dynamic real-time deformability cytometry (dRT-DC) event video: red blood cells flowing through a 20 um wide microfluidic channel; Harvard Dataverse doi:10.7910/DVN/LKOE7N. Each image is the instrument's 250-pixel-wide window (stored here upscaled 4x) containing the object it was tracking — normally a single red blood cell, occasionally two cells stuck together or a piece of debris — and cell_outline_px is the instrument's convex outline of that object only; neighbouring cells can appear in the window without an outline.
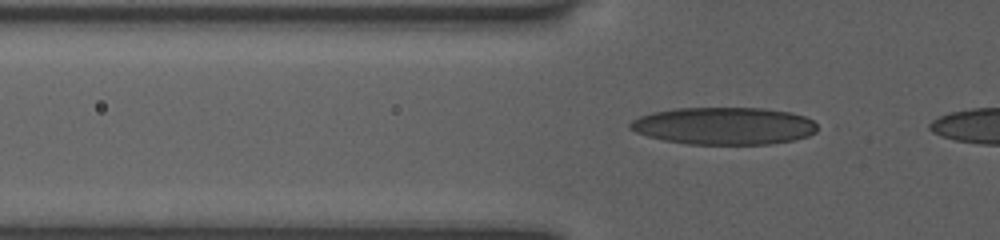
{"species": "human", "species_latin": "Homo sapiens", "temperature_condition": "room temperature", "stored_images_in_passage": 10, "camera_frame_rate_fps": 3000, "um_per_image_px": 0.085, "donor": {"sex": "female"}, "frame": {"image": 1, "passage_image": 7, "time_ms": 2.0, "image_size_px": [1000, 240], "cell_outline_px": [[824, 128], [808, 136], [792, 140], [768, 144], [688, 144], [664, 140], [648, 136], [636, 132], [628, 128], [628, 124], [632, 120], [640, 116], [652, 112], [676, 108], [764, 108], [792, 112], [804, 116], [812, 120]], "centroid_in_image_um": [61.58, 10.69], "position_along_channel_um": 64.2, "area_um2": 41.1}}